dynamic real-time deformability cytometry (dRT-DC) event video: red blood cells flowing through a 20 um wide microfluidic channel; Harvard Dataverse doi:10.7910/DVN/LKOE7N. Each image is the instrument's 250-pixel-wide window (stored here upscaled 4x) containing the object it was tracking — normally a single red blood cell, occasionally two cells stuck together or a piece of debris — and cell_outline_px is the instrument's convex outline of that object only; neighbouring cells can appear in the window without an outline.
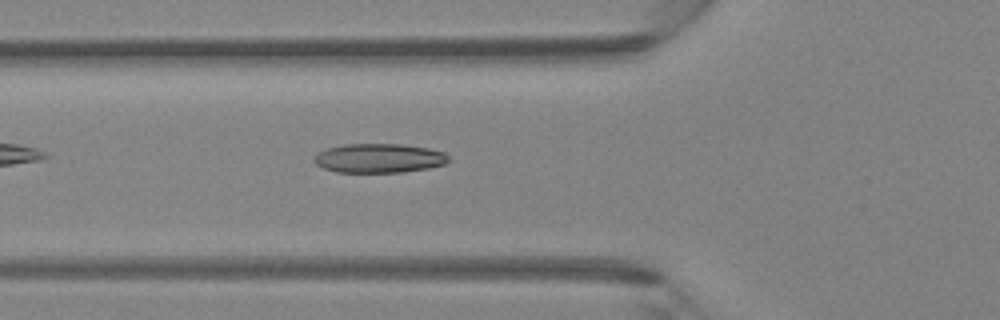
{"species": "Egyptian fruit bat (a non-hibernating species)", "species_latin": "Rousettus aegyptiacus", "temperature_condition": "room temperature", "stored_images_in_passage": 34, "camera_frame_rate_fps": 3000, "um_per_image_px": 0.085, "animal": {"sex": "female"}, "frame": {"image": 1, "passage_image": 5, "time_ms": 1.333, "image_size_px": [1000, 320], "cell_outline_px": [[448, 160], [444, 164], [428, 168], [404, 172], [336, 172], [324, 168], [316, 164], [312, 160], [320, 152], [328, 148], [344, 144], [400, 144], [428, 148], [444, 152], [448, 156]], "centroid_in_image_um": [32.22, 13.45], "position_along_channel_um": 93.6, "area_um2": 22.72}}
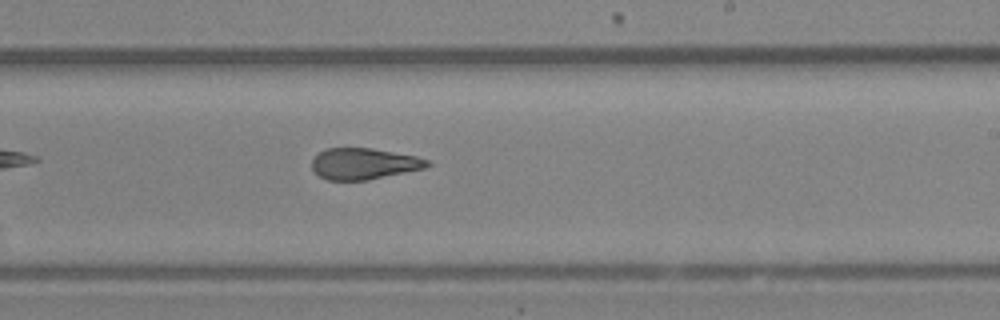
{"frame": {"image": 2, "passage_image": 16, "time_ms": 5.0, "image_size_px": [1000, 320], "cell_outline_px": [[432, 164], [424, 168], [368, 180], [328, 180], [320, 176], [312, 168], [312, 160], [324, 148], [372, 148], [416, 156], [428, 160]], "centroid_in_image_um": [30.93, 13.91], "position_along_channel_um": 258.1, "area_um2": 20.87}}
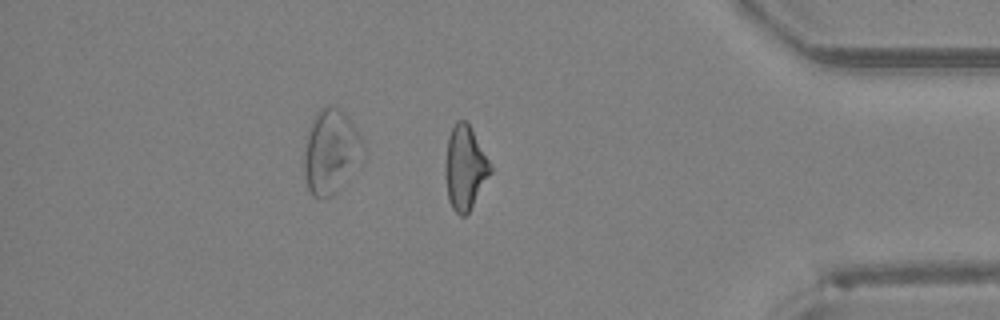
{"frame": {"image": 3, "passage_image": 27, "time_ms": 8.667, "image_size_px": [1000, 320], "cell_outline_px": [[492, 172], [468, 212], [464, 216], [460, 216], [452, 208], [448, 200], [444, 176], [444, 164], [448, 136], [456, 120], [464, 120], [468, 124], [492, 164]], "centroid_in_image_um": [39.5, 14.26], "position_along_channel_um": 395.7, "area_um2": 22.14}}